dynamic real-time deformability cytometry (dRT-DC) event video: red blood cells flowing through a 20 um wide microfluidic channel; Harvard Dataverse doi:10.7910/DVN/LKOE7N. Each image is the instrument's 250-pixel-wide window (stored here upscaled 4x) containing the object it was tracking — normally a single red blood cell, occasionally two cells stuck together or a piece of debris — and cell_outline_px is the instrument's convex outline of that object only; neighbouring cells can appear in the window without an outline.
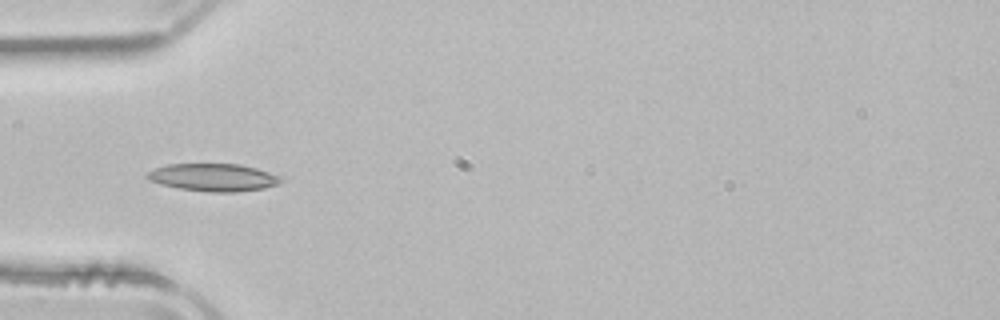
{"species": "common noctule bat (a hibernating species)", "species_latin": "Nyctalus noctula", "temperature_condition": "room temperature", "stored_images_in_passage": 36, "camera_frame_rate_fps": 3000, "um_per_image_px": 0.085, "animal": {"sex": "male", "body_mass_g": 21.5, "forearm_length_mm": 52.0}, "frame": {"image": 1, "passage_image": 1, "time_ms": 0.0, "image_size_px": [1000, 320], "cell_outline_px": [[284, 180], [276, 184], [264, 188], [236, 192], [208, 192], [180, 188], [160, 184], [148, 180], [144, 176], [148, 172], [156, 168], [168, 164], [240, 164], [256, 168], [268, 172]], "centroid_in_image_um": [18.09, 15.08], "position_along_channel_um": 66.9, "area_um2": 21.33}}
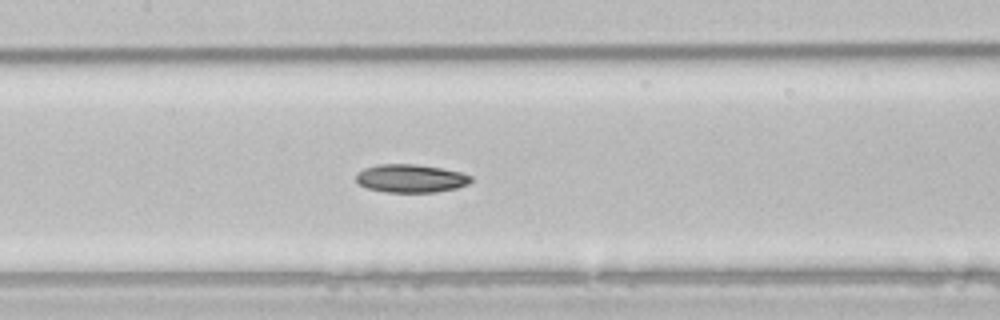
{"frame": {"image": 2, "passage_image": 9, "time_ms": 2.667, "image_size_px": [1000, 320], "cell_outline_px": [[472, 180], [468, 184], [456, 188], [436, 192], [384, 192], [368, 188], [360, 184], [356, 180], [356, 172], [364, 168], [376, 164], [416, 164], [440, 168], [460, 172], [472, 176]], "centroid_in_image_um": [34.89, 15.16], "position_along_channel_um": 172.5, "area_um2": 18.9}}
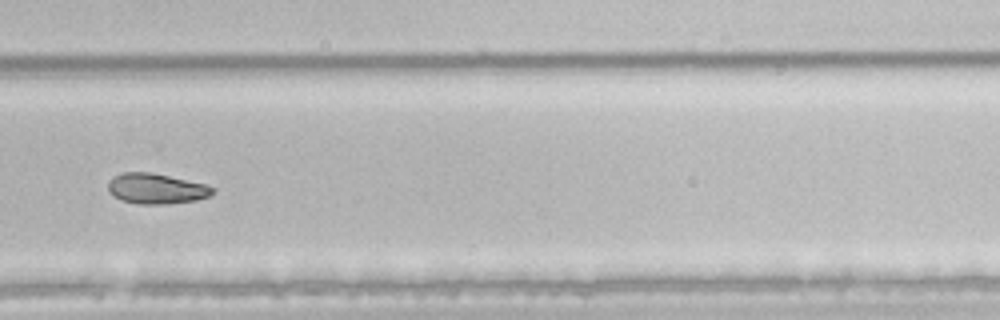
{"frame": {"image": 3, "passage_image": 20, "time_ms": 6.333, "image_size_px": [1000, 320], "cell_outline_px": [[216, 192], [208, 196], [196, 200], [160, 204], [136, 204], [124, 200], [108, 192], [108, 180], [112, 176], [124, 172], [148, 172], [208, 184], [216, 188]], "centroid_in_image_um": [13.3, 16.02], "position_along_channel_um": 316.5, "area_um2": 18.5}, "authors_computed_cell_mechanics": {"area_um2": 19.1607, "velocity_mm_per_s": 3.9463, "shape_relaxation_time_tau1_ms": null, "shape_relaxation_time_tau2_ms": 2.47, "deformation_change_tau1": null, "deformation_change_tau2": 0.0758}}